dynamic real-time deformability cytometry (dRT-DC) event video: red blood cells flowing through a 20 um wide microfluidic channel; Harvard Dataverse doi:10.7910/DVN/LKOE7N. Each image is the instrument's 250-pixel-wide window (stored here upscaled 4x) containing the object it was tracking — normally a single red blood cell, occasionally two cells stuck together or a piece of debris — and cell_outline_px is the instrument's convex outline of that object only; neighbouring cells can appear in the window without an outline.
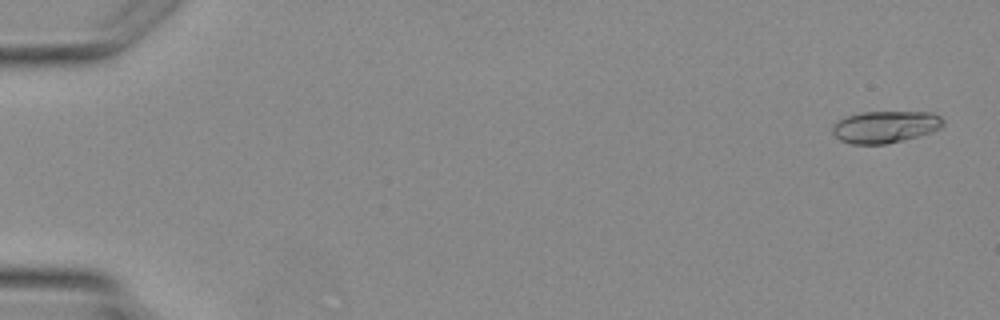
{"species": "Egyptian fruit bat (a non-hibernating species)", "species_latin": "Rousettus aegyptiacus", "temperature_condition": "warm", "stored_images_in_passage": 2, "camera_frame_rate_fps": 3000, "um_per_image_px": 0.085, "animal": {"sex": "female"}, "frame": {"image": 1, "passage_image": 1, "time_ms": 0.0, "image_size_px": [1000, 320], "cell_outline_px": [[944, 124], [940, 128], [932, 132], [920, 136], [904, 140], [884, 144], [852, 144], [840, 140], [832, 132], [832, 128], [840, 120], [848, 116], [864, 112], [932, 112], [940, 116], [944, 120]], "centroid_in_image_um": [75.3, 10.79], "position_along_channel_um": 9.7, "area_um2": 20.52}}